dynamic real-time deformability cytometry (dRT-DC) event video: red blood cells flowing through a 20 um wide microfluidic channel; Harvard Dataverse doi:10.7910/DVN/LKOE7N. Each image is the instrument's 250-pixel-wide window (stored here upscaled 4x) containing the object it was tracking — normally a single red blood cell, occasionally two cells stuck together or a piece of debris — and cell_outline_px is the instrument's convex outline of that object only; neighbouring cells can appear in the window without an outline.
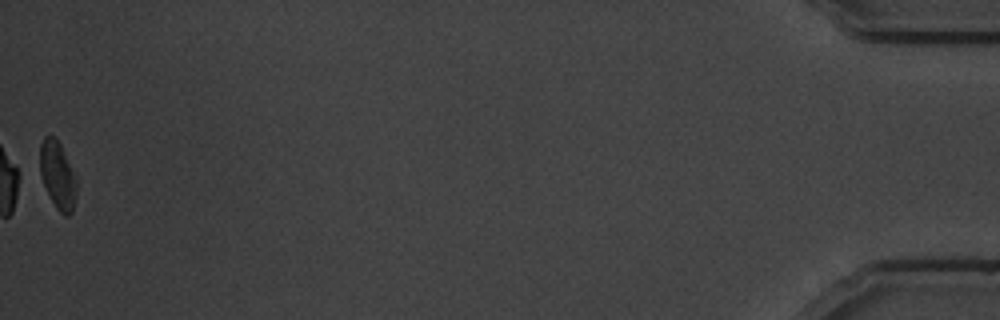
{"species": "common noctule bat (a hibernating species)", "species_latin": "Nyctalus noctula", "temperature_condition": "warm", "stored_images_in_passage": 44, "camera_frame_rate_fps": 3000, "um_per_image_px": 0.085, "animal": {"sex": "male", "body_mass_g": 19.5, "forearm_length_mm": 54.6}, "frame": {"image": 1, "passage_image": 44, "time_ms": 14.333, "image_size_px": [1000, 320], "cell_outline_px": [[76, 196], [72, 212], [68, 216], [64, 216], [56, 208], [36, 172], [40, 144], [44, 136], [56, 136], [60, 144], [76, 180]], "centroid_in_image_um": [4.82, 14.87], "position_along_channel_um": 430.4, "area_um2": 14.85}, "authors_computed_cell_mechanics": {"area_um2": 15.4037, "velocity_mm_per_s": 3.4653, "shape_relaxation_time_tau1_ms": 3.751, "shape_relaxation_time_tau2_ms": 1.7253, "deformation_change_tau1": 0.1264, "deformation_change_tau2": 0.0712}}